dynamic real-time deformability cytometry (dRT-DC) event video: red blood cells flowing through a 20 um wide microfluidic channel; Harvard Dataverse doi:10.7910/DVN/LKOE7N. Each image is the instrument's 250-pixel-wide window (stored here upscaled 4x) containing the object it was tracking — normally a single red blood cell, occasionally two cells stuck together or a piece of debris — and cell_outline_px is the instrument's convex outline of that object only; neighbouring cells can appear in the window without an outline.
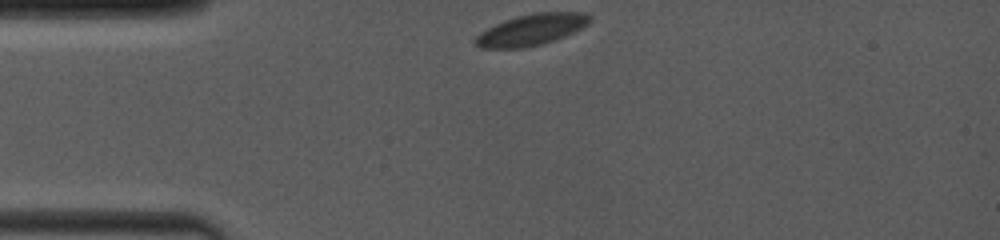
{"species": "common noctule bat (a hibernating species)", "species_latin": "Nyctalus noctula", "temperature_condition": "room temperature", "stored_images_in_passage": 43, "camera_frame_rate_fps": 4000, "um_per_image_px": 0.085, "animal": {"sex": "female", "body_mass_g": 19.0, "forearm_length_mm": 53.3}, "frame": {"image": 1, "passage_image": 1, "time_ms": 0.0, "image_size_px": [1000, 240], "cell_outline_px": [[592, 20], [588, 24], [564, 36], [544, 44], [524, 48], [480, 48], [472, 40], [480, 32], [504, 20], [516, 16], [536, 12], [588, 12], [592, 16]], "centroid_in_image_um": [45.18, 2.52], "position_along_channel_um": 39.8, "area_um2": 20.98}}
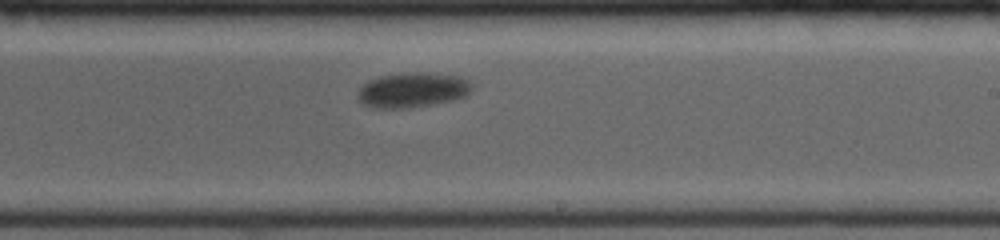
{"frame": {"image": 2, "passage_image": 25, "time_ms": 6.75, "image_size_px": [1000, 240], "cell_outline_px": [[472, 88], [464, 96], [452, 100], [432, 104], [408, 108], [372, 108], [364, 104], [360, 100], [360, 88], [364, 84], [380, 76], [408, 72], [424, 72], [456, 76], [468, 80], [472, 84]], "centroid_in_image_um": [35.08, 7.65], "position_along_channel_um": 253.9, "area_um2": 22.83}}
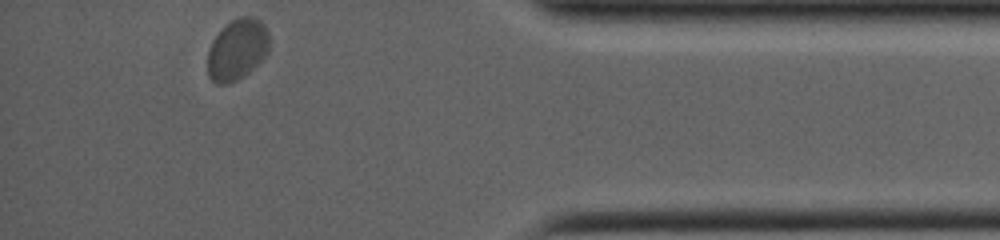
{"frame": {"image": 3, "passage_image": 43, "time_ms": 11.75, "image_size_px": [1000, 240], "cell_outline_px": [[268, 52], [244, 76], [228, 84], [216, 84], [208, 76], [208, 48], [212, 40], [232, 20], [240, 16], [252, 16], [260, 20], [264, 24], [268, 32]], "centroid_in_image_um": [20.15, 4.21], "position_along_channel_um": 415.1, "area_um2": 21.73}, "authors_computed_cell_mechanics": {"area_um2": 22.3108, "velocity_mm_per_s": 3.647, "shape_relaxation_time_tau1_ms": 1.009, "shape_relaxation_time_tau2_ms": null, "deformation_change_tau1": 0.0392, "deformation_change_tau2": null}}